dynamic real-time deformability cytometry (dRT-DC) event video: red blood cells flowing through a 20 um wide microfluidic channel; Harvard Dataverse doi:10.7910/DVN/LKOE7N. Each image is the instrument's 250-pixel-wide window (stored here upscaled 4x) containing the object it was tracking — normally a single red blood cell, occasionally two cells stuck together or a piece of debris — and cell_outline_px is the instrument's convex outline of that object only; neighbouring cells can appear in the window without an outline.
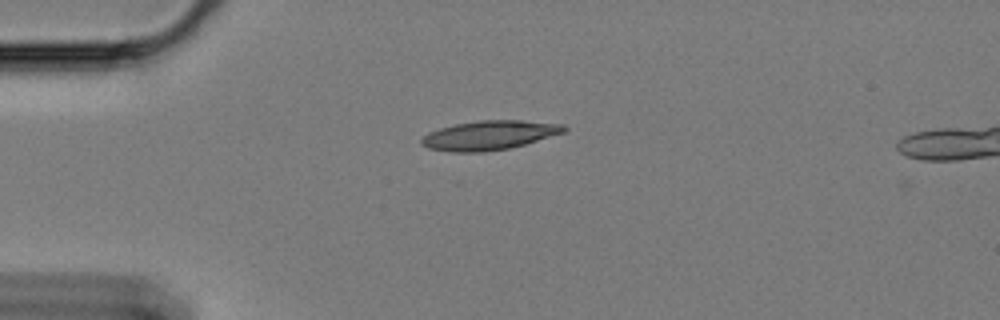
{"species": "Egyptian fruit bat (a non-hibernating species)", "species_latin": "Rousettus aegyptiacus", "temperature_condition": "cold", "stored_images_in_passage": 36, "camera_frame_rate_fps": 3000, "um_per_image_px": 0.085, "animal": {"sex": "female"}, "frame": {"image": 1, "passage_image": 1, "time_ms": 0.0, "image_size_px": [1000, 320], "cell_outline_px": [[568, 128], [564, 132], [524, 144], [508, 148], [484, 152], [452, 152], [428, 148], [420, 144], [420, 140], [428, 132], [440, 128], [456, 124], [476, 120], [520, 120], [564, 124]], "centroid_in_image_um": [41.56, 11.49], "position_along_channel_um": 43.4, "area_um2": 24.22}}
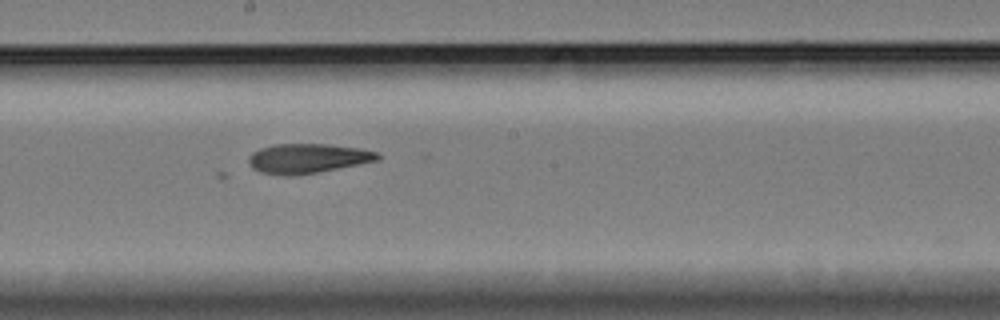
{"frame": {"image": 2, "passage_image": 19, "time_ms": 6.0, "image_size_px": [1000, 320], "cell_outline_px": [[380, 160], [316, 172], [288, 176], [284, 176], [260, 172], [252, 168], [248, 164], [248, 156], [252, 152], [260, 148], [272, 144], [328, 144], [360, 148], [380, 152]], "centroid_in_image_um": [26.13, 13.45], "position_along_channel_um": 222.1, "area_um2": 22.37}}
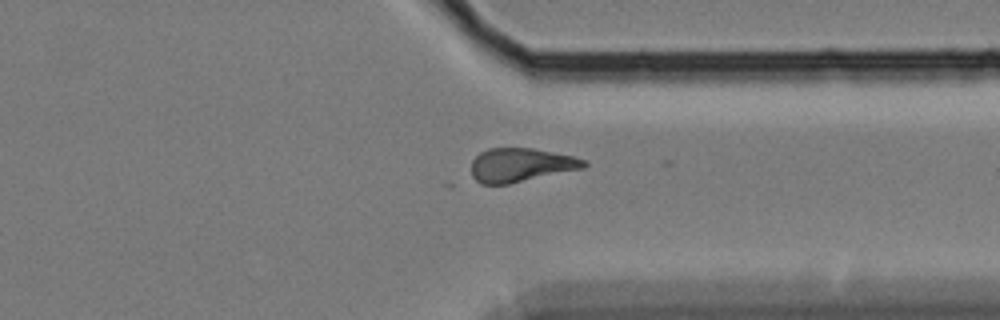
{"frame": {"image": 3, "passage_image": 32, "time_ms": 10.333, "image_size_px": [1000, 320], "cell_outline_px": [[588, 164], [584, 168], [508, 184], [480, 184], [472, 176], [472, 160], [480, 152], [488, 148], [532, 148], [572, 156], [588, 160]], "centroid_in_image_um": [44.27, 14.02], "position_along_channel_um": 367.1, "area_um2": 22.14}}